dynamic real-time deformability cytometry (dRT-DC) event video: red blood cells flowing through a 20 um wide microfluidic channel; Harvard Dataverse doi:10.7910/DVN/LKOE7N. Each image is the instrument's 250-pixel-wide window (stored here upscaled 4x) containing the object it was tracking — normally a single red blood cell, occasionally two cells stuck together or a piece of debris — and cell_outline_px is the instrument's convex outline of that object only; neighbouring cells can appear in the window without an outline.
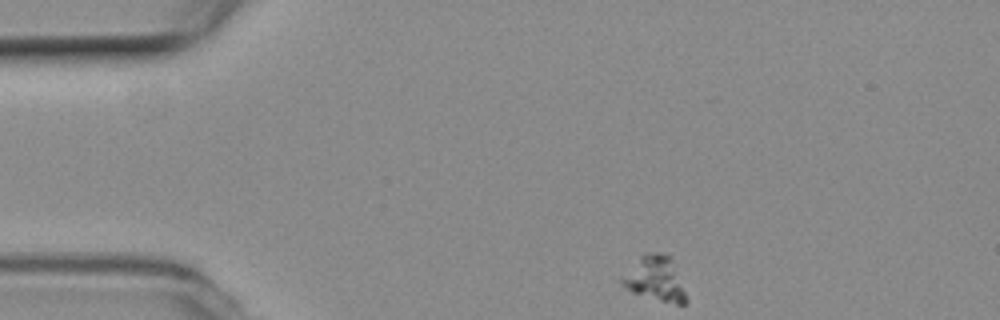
{"species": "common noctule bat (a hibernating species)", "species_latin": "Nyctalus noctula", "temperature_condition": "room temperature", "stored_images_in_passage": 47, "camera_frame_rate_fps": 3000, "um_per_image_px": 0.085, "animal": {"sex": "female", "body_mass_g": 19.3, "forearm_length_mm": 54.1}, "frame": {"image": 1, "passage_image": 1, "time_ms": 0.0, "image_size_px": [1000, 320], "cell_outline_px": [[688, 300], [684, 304], [676, 304], [660, 300], [632, 292], [620, 284], [620, 276], [644, 252], [664, 252], [672, 256]], "centroid_in_image_um": [55.69, 23.65], "position_along_channel_um": 29.3, "area_um2": 17.05}}
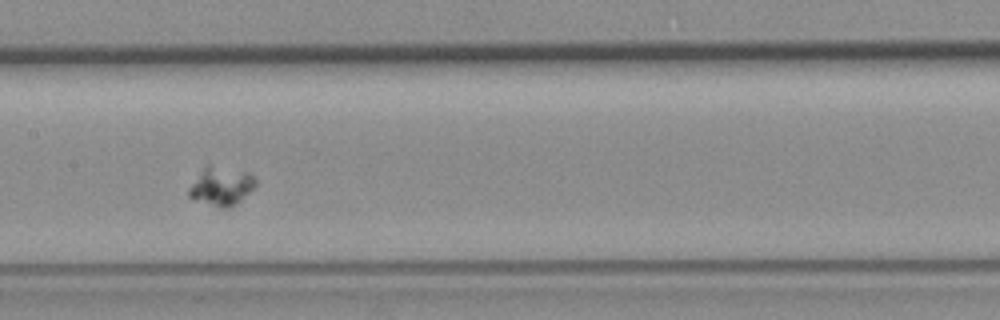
{"frame": {"image": 2, "passage_image": 19, "time_ms": 6.0, "image_size_px": [1000, 320], "cell_outline_px": [[256, 184], [232, 208], [220, 208], [192, 200], [188, 196], [188, 188], [200, 172], [208, 164], [248, 172], [256, 180]], "centroid_in_image_um": [18.76, 15.85], "position_along_channel_um": 188.6, "area_um2": 14.97}}
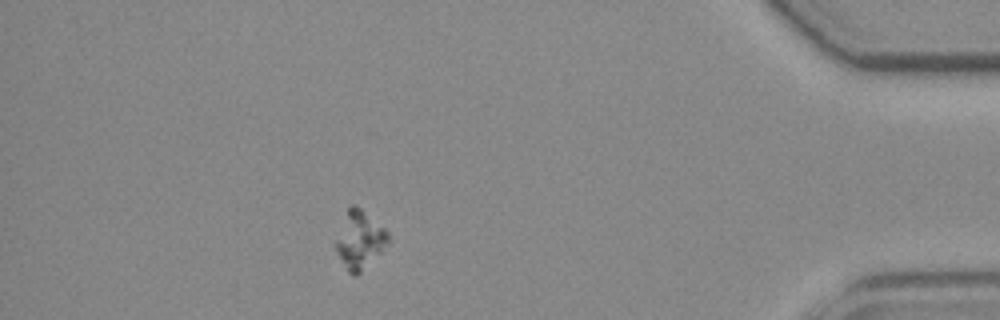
{"frame": {"image": 3, "passage_image": 41, "time_ms": 13.333, "image_size_px": [1000, 320], "cell_outline_px": [[388, 244], [356, 276], [352, 276], [348, 272], [336, 252], [332, 244], [348, 208], [352, 204], [356, 204], [384, 228], [388, 232]], "centroid_in_image_um": [30.52, 20.39], "position_along_channel_um": 404.7, "area_um2": 17.57}}